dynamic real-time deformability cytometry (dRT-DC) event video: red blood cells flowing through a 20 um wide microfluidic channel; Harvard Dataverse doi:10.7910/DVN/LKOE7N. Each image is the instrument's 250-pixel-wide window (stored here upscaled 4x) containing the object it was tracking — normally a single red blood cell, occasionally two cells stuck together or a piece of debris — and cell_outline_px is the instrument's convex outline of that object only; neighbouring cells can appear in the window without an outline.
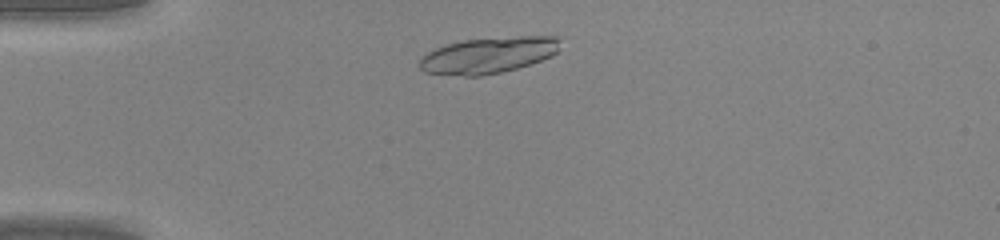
{"species": "common noctule bat (a hibernating species)", "species_latin": "Nyctalus noctula", "temperature_condition": "warm", "stored_images_in_passage": 37, "camera_frame_rate_fps": 3000, "um_per_image_px": 0.085, "animal": {"sex": "male", "body_mass_g": 20.0, "forearm_length_mm": 53.3}, "frame": {"image": 1, "passage_image": 4, "time_ms": 1.0, "image_size_px": [1000, 240], "cell_outline_px": [[560, 36], [556, 52], [552, 56], [516, 68], [500, 72], [480, 76], [464, 76], [424, 72], [420, 68], [420, 56], [444, 44], [464, 40], [520, 36]], "centroid_in_image_um": [41.47, 4.69], "position_along_channel_um": 43.5, "area_um2": 29.42}}